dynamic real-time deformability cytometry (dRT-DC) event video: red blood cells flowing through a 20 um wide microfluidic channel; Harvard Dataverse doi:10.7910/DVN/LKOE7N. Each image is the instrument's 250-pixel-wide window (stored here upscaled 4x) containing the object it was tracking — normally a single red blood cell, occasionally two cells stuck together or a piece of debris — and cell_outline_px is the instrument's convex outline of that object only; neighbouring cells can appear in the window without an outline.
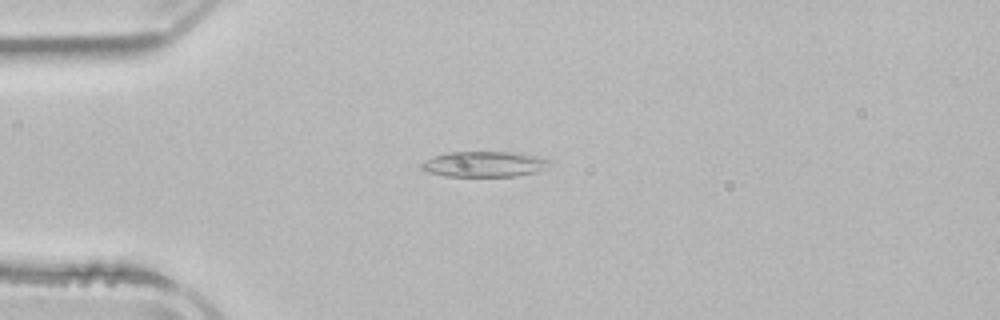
{"species": "common noctule bat (a hibernating species)", "species_latin": "Nyctalus noctula", "temperature_condition": "room temperature", "stored_images_in_passage": 2, "camera_frame_rate_fps": 3000, "um_per_image_px": 0.085, "animal": {"sex": "male", "body_mass_g": 21.5, "forearm_length_mm": 52.0}, "frame": {"image": 1, "passage_image": 2, "time_ms": 1.333, "image_size_px": [1000, 320], "cell_outline_px": [[552, 160], [536, 172], [516, 176], [444, 176], [428, 172], [420, 168], [420, 164], [424, 160], [432, 156], [448, 152], [508, 152], [532, 156]], "centroid_in_image_um": [41.04, 13.95], "position_along_channel_um": 44.0, "area_um2": 18.79}}